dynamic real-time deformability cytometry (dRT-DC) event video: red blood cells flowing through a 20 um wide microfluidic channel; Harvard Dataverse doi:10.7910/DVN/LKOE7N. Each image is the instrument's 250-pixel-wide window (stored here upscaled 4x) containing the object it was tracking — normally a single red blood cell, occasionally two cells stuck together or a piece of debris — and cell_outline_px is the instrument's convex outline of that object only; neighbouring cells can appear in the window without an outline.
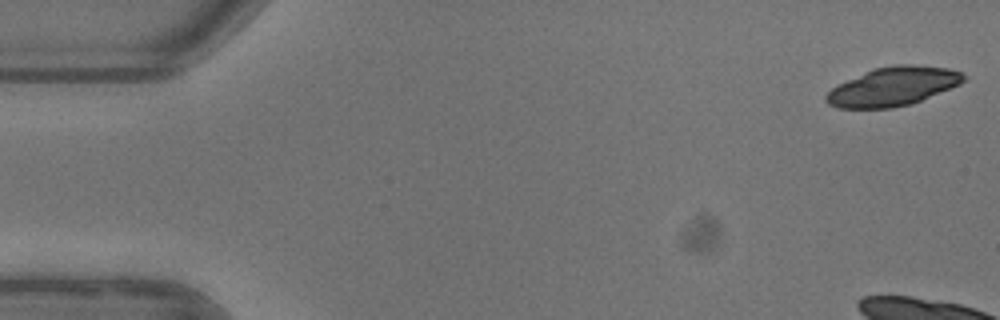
{"species": "common noctule bat (a hibernating species)", "species_latin": "Nyctalus noctula", "temperature_condition": "warm", "stored_images_in_passage": 9, "camera_frame_rate_fps": 3000, "um_per_image_px": 0.085, "animal": {"sex": "female"}, "frame": {"image": 1, "passage_image": 1, "time_ms": 0.0, "image_size_px": [1000, 320], "cell_outline_px": [[964, 80], [960, 84], [912, 104], [892, 108], [836, 108], [828, 104], [824, 100], [824, 96], [832, 88], [848, 80], [876, 68], [896, 64], [912, 64], [948, 68], [960, 72], [964, 76]], "centroid_in_image_um": [75.9, 7.36], "position_along_channel_um": 9.1, "area_um2": 30.75}}